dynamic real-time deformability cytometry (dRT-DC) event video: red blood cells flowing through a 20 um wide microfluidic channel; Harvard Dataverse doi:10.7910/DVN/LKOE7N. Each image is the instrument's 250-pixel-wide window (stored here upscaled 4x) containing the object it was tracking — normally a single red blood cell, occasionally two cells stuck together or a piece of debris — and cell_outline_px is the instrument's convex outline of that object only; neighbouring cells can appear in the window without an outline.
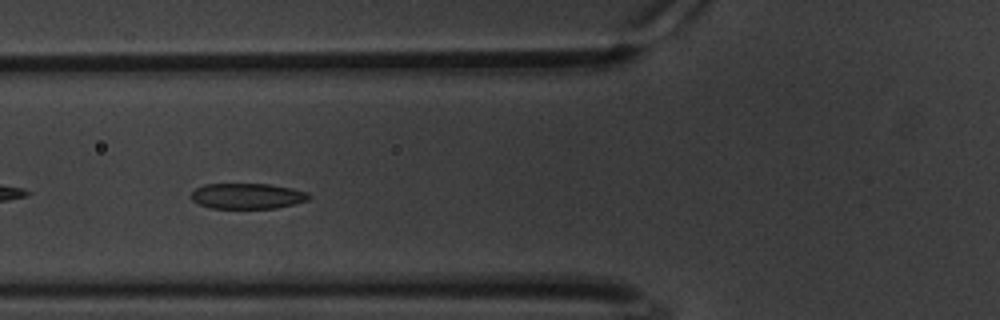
{"species": "common noctule bat (a hibernating species)", "species_latin": "Nyctalus noctula", "temperature_condition": "warm", "stored_images_in_passage": 44, "camera_frame_rate_fps": 3000, "um_per_image_px": 0.085, "animal": {"sex": "male", "body_mass_g": 20.1, "forearm_length_mm": 53.5}, "frame": {"image": 1, "passage_image": 6, "time_ms": 1.667, "image_size_px": [1000, 320], "cell_outline_px": [[308, 200], [276, 208], [212, 208], [200, 204], [192, 200], [192, 192], [196, 188], [204, 184], [268, 184], [292, 188], [308, 192]], "centroid_in_image_um": [21.01, 16.66], "position_along_channel_um": 104.8, "area_um2": 17.34}}
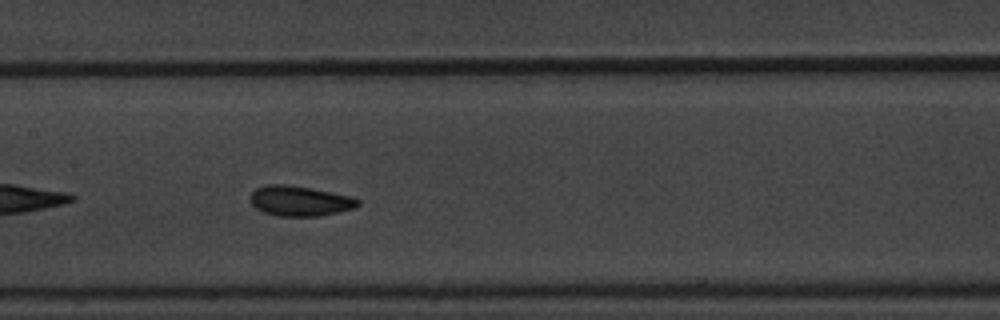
{"frame": {"image": 2, "passage_image": 13, "time_ms": 4.0, "image_size_px": [1000, 320], "cell_outline_px": [[360, 204], [352, 208], [320, 216], [280, 216], [264, 212], [256, 208], [252, 204], [252, 192], [256, 188], [268, 184], [284, 184], [312, 188], [352, 196], [360, 200]], "centroid_in_image_um": [25.5, 17.07], "position_along_channel_um": 181.9, "area_um2": 18.73}}
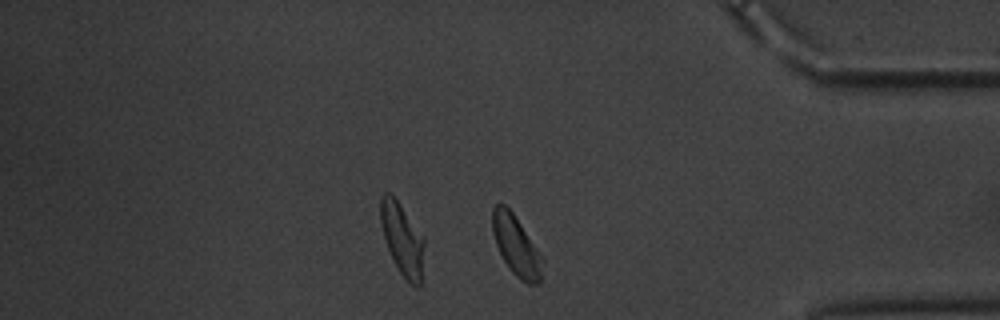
{"frame": {"image": 3, "passage_image": 34, "time_ms": 11.0, "image_size_px": [1000, 320], "cell_outline_px": [[544, 260], [540, 284], [528, 284], [520, 280], [508, 268], [496, 244], [492, 232], [492, 208], [500, 200], [512, 212]], "centroid_in_image_um": [43.86, 20.9], "position_along_channel_um": 391.3, "area_um2": 17.4}, "authors_computed_cell_mechanics": {"area_um2": 17.8024, "velocity_mm_per_s": 3.2877, "shape_relaxation_time_tau1_ms": 2.0751, "shape_relaxation_time_tau2_ms": 1.2541, "deformation_change_tau1": 0.0861, "deformation_change_tau2": 0.0637}}